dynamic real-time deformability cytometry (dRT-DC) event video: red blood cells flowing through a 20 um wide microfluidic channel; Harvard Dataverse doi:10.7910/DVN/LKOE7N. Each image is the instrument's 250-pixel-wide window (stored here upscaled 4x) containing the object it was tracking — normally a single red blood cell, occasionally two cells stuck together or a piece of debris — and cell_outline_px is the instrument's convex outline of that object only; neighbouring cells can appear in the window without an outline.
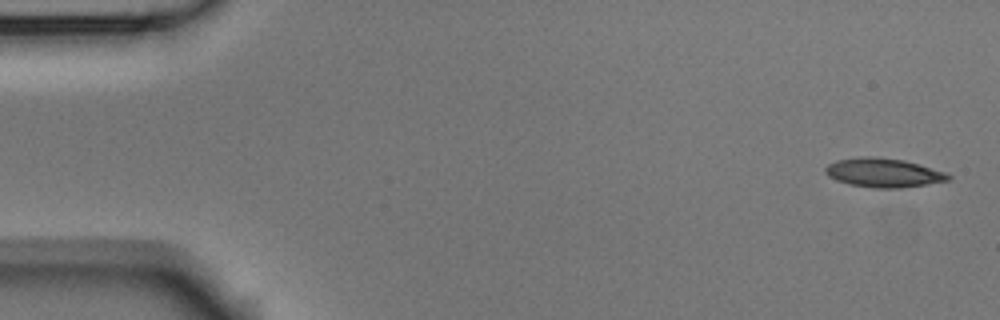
{"species": "Egyptian fruit bat (a non-hibernating species)", "species_latin": "Rousettus aegyptiacus", "temperature_condition": "room temperature", "stored_images_in_passage": 5, "camera_frame_rate_fps": 3000, "um_per_image_px": 0.085, "animal": {"sex": "male"}, "frame": {"image": 1, "passage_image": 1, "time_ms": 0.0, "image_size_px": [1000, 320], "cell_outline_px": [[952, 180], [928, 184], [900, 188], [872, 188], [848, 184], [836, 180], [828, 176], [824, 172], [824, 168], [828, 164], [836, 160], [904, 160], [948, 172], [952, 176]], "centroid_in_image_um": [75.19, 14.75], "position_along_channel_um": 9.8, "area_um2": 20.0}}
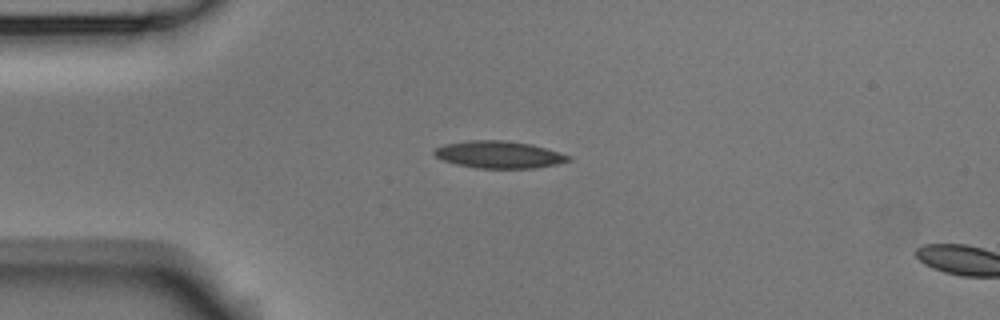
{"frame": {"image": 2, "passage_image": 4, "time_ms": 1.0, "image_size_px": [1000, 320], "cell_outline_px": [[572, 160], [556, 164], [536, 168], [476, 168], [456, 164], [444, 160], [436, 156], [432, 152], [436, 148], [444, 144], [468, 140], [504, 140], [532, 144], [572, 156]], "centroid_in_image_um": [42.43, 13.14], "position_along_channel_um": 42.6, "area_um2": 21.27}}